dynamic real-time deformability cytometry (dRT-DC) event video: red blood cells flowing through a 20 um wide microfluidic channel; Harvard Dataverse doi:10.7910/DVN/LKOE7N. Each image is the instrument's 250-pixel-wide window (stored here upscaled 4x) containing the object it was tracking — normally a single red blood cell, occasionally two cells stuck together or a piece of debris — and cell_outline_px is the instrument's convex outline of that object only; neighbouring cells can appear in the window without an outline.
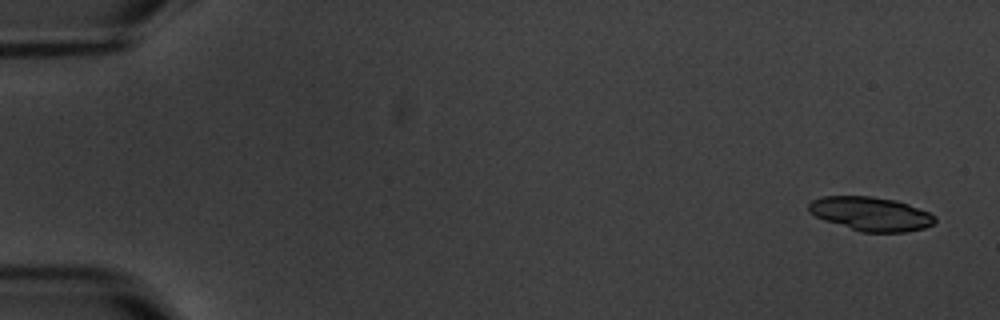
{"species": "common noctule bat (a hibernating species)", "species_latin": "Nyctalus noctula", "temperature_condition": "warm", "stored_images_in_passage": 6, "camera_frame_rate_fps": 3000, "um_per_image_px": 0.085, "animal": {"sex": "male", "body_mass_g": 20.1, "forearm_length_mm": 53.5}, "frame": {"image": 1, "passage_image": 1, "time_ms": 0.0, "image_size_px": [1000, 320], "cell_outline_px": [[936, 220], [932, 224], [924, 228], [904, 232], [860, 232], [824, 220], [808, 212], [808, 204], [812, 200], [824, 196], [872, 196], [896, 200], [908, 204], [928, 212], [936, 216]], "centroid_in_image_um": [74.0, 18.17], "position_along_channel_um": 11.0, "area_um2": 24.97}}
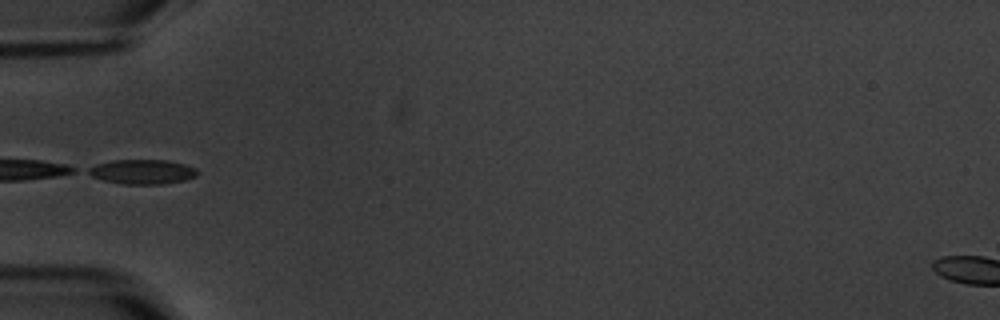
{"frame": {"image": 2, "passage_image": 6, "time_ms": 6.0, "image_size_px": [1000, 320], "cell_outline_px": [[200, 172], [196, 176], [184, 180], [164, 184], [124, 184], [104, 180], [92, 176], [84, 172], [88, 168], [96, 164], [112, 160], [168, 160], [184, 164], [196, 168]], "centroid_in_image_um": [12.1, 14.59], "position_along_channel_um": 72.9, "area_um2": 15.72}}